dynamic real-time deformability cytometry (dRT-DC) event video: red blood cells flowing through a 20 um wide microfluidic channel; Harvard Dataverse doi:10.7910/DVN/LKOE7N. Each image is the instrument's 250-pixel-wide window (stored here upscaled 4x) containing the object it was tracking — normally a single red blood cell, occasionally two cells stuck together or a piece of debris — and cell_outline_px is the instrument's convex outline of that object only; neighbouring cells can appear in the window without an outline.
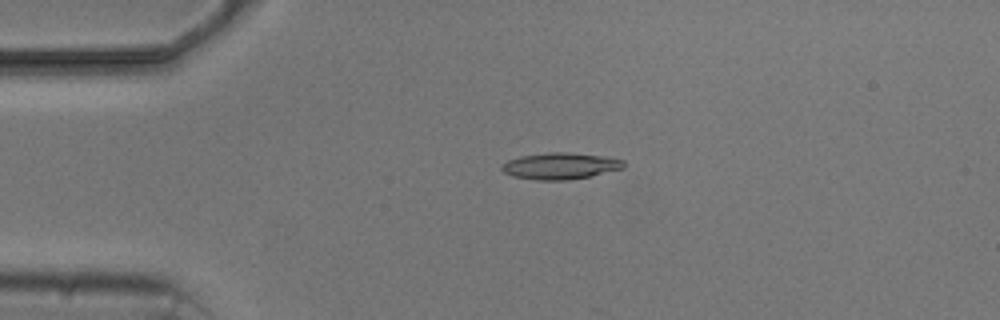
{"species": "common noctule bat (a hibernating species)", "species_latin": "Nyctalus noctula", "temperature_condition": "cold", "stored_images_in_passage": 3, "camera_frame_rate_fps": 3000, "um_per_image_px": 0.085, "animal": {"sex": "male", "body_mass_g": 20.5, "forearm_length_mm": 52.5}, "frame": {"image": 1, "passage_image": 2, "time_ms": 2.0, "image_size_px": [1000, 320], "cell_outline_px": [[624, 168], [592, 176], [568, 180], [536, 180], [512, 176], [504, 172], [500, 168], [500, 164], [508, 160], [520, 156], [548, 152], [564, 152], [604, 156], [624, 160]], "centroid_in_image_um": [47.6, 14.11], "position_along_channel_um": 37.4, "area_um2": 18.96}}